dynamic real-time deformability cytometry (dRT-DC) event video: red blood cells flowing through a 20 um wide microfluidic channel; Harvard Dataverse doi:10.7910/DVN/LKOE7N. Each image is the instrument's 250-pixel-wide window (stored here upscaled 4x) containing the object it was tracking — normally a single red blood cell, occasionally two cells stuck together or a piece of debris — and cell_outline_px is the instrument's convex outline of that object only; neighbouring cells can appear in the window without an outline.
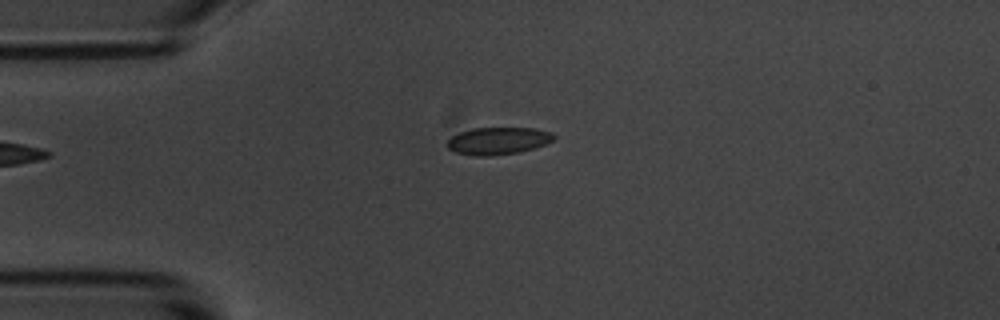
{"species": "common noctule bat (a hibernating species)", "species_latin": "Nyctalus noctula", "temperature_condition": "room temperature", "stored_images_in_passage": 6, "camera_frame_rate_fps": 3000, "um_per_image_px": 0.085, "animal": {"sex": "male", "body_mass_g": 20.1, "forearm_length_mm": 53.5}, "frame": {"image": 1, "passage_image": 6, "time_ms": 5.667, "image_size_px": [1000, 320], "cell_outline_px": [[556, 136], [552, 140], [544, 144], [520, 152], [492, 156], [476, 156], [456, 152], [448, 148], [444, 144], [452, 136], [460, 132], [472, 128], [536, 128], [552, 132]], "centroid_in_image_um": [42.31, 11.97], "position_along_channel_um": 42.7, "area_um2": 16.99}}